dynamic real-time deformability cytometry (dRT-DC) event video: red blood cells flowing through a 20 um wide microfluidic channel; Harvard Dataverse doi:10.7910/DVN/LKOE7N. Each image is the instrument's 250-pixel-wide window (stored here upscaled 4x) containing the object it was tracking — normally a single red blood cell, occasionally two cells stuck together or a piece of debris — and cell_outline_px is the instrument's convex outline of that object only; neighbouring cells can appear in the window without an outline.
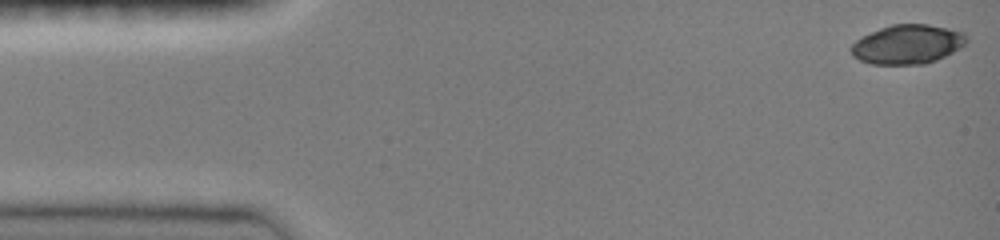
{"species": "common noctule bat (a hibernating species)", "species_latin": "Nyctalus noctula", "temperature_condition": "room temperature", "stored_images_in_passage": 47, "camera_frame_rate_fps": 3000, "um_per_image_px": 0.085, "animal": {"sex": "female", "body_mass_g": 19.0, "forearm_length_mm": 51.5}, "frame": {"image": 1, "passage_image": 1, "time_ms": 0.0, "image_size_px": [1000, 240], "cell_outline_px": [[968, 40], [964, 44], [952, 52], [936, 60], [924, 64], [872, 64], [860, 60], [852, 56], [852, 44], [856, 40], [880, 28], [892, 24], [928, 24], [948, 28], [964, 32], [968, 36]], "centroid_in_image_um": [77.16, 3.76], "position_along_channel_um": 7.8, "area_um2": 26.18}}
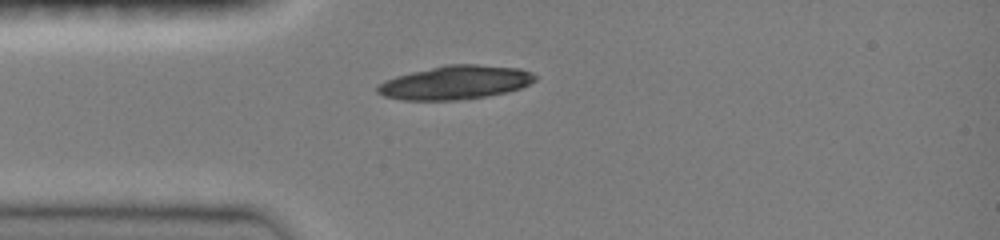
{"frame": {"image": 2, "passage_image": 12, "time_ms": 3.667, "image_size_px": [1000, 240], "cell_outline_px": [[536, 80], [520, 88], [508, 92], [484, 96], [456, 100], [400, 100], [384, 96], [376, 92], [376, 84], [384, 80], [396, 76], [412, 72], [448, 64], [476, 64], [520, 68], [532, 72], [536, 76]], "centroid_in_image_um": [38.68, 7.01], "position_along_channel_um": 46.3, "area_um2": 30.98}}
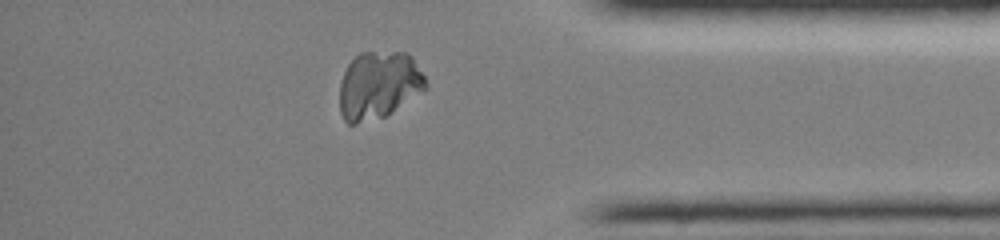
{"frame": {"image": 3, "passage_image": 40, "time_ms": 13.0, "image_size_px": [1000, 240], "cell_outline_px": [[428, 88], [384, 116], [356, 124], [348, 124], [344, 120], [340, 112], [340, 84], [344, 72], [348, 64], [360, 52], [408, 52], [412, 56], [424, 76], [428, 84]], "centroid_in_image_um": [32.19, 7.23], "position_along_channel_um": 403.0, "area_um2": 33.87}}